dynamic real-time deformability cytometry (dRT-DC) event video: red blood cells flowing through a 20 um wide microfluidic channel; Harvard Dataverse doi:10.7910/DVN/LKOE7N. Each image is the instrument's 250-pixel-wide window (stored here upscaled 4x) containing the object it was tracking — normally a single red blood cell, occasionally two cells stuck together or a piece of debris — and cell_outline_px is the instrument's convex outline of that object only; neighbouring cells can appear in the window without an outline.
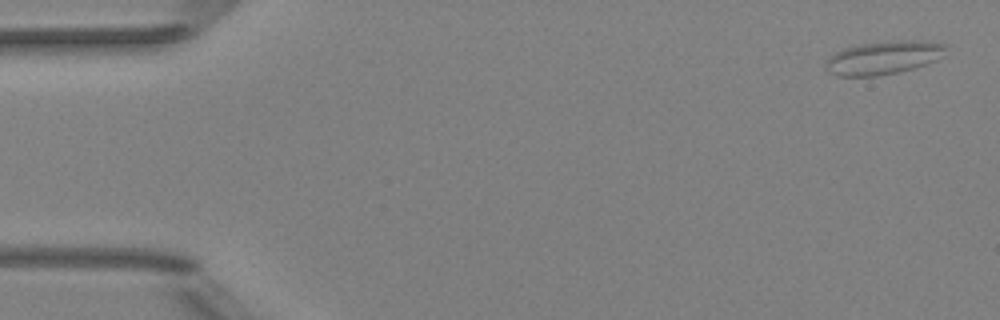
{"species": "Egyptian fruit bat (a non-hibernating species)", "species_latin": "Rousettus aegyptiacus", "temperature_condition": "room temperature", "stored_images_in_passage": 4, "camera_frame_rate_fps": 3000, "um_per_image_px": 0.085, "animal": {"sex": "female"}, "frame": {"image": 1, "passage_image": 1, "time_ms": 0.0, "image_size_px": [1000, 320], "cell_outline_px": [[948, 44], [944, 56], [936, 60], [912, 68], [896, 72], [876, 76], [836, 76], [828, 72], [824, 68], [828, 56], [844, 48], [860, 44], [900, 40], [912, 40]], "centroid_in_image_um": [75.07, 4.9], "position_along_channel_um": 9.9, "area_um2": 23.29}}